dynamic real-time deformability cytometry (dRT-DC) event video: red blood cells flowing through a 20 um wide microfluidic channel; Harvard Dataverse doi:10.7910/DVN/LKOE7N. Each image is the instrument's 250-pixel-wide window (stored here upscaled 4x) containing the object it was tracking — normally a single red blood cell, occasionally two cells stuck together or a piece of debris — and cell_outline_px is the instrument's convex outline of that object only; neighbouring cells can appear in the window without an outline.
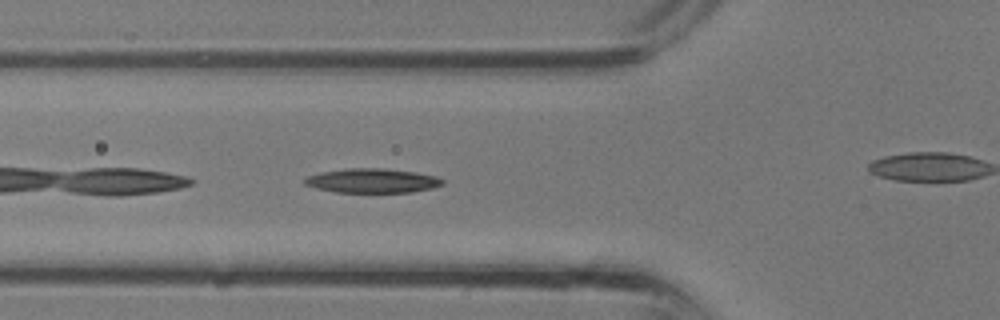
{"species": "common noctule bat (a hibernating species)", "species_latin": "Nyctalus noctula", "temperature_condition": "room temperature", "stored_images_in_passage": 21, "camera_frame_rate_fps": 3000, "um_per_image_px": 0.085, "animal": {"sex": "male", "body_mass_g": 13.3}, "frame": {"image": 1, "passage_image": 9, "time_ms": 2.667, "image_size_px": [1000, 320], "cell_outline_px": [[444, 184], [432, 188], [412, 192], [336, 192], [316, 188], [304, 184], [300, 180], [308, 176], [320, 172], [348, 168], [384, 168], [416, 172], [436, 176], [444, 180]], "centroid_in_image_um": [31.63, 15.35], "position_along_channel_um": 94.2, "area_um2": 19.65}}
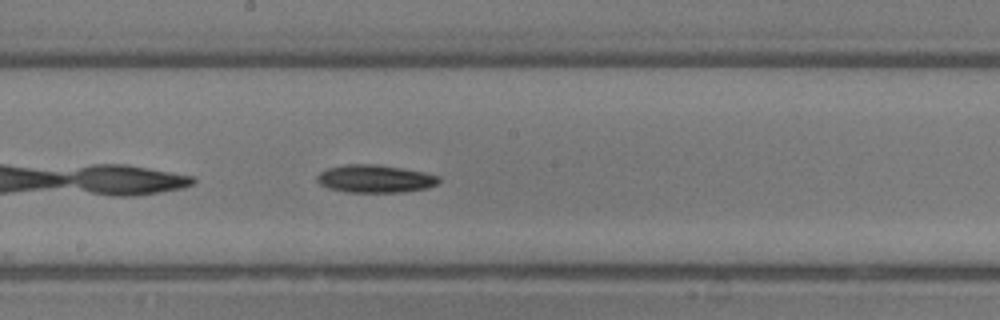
{"frame": {"image": 2, "passage_image": 15, "time_ms": 4.667, "image_size_px": [1000, 320], "cell_outline_px": [[440, 180], [436, 184], [428, 188], [404, 192], [344, 192], [328, 188], [320, 184], [316, 180], [316, 176], [320, 172], [328, 168], [344, 164], [376, 164], [424, 172], [440, 176]], "centroid_in_image_um": [31.86, 15.2], "position_along_channel_um": 216.3, "area_um2": 19.83}}
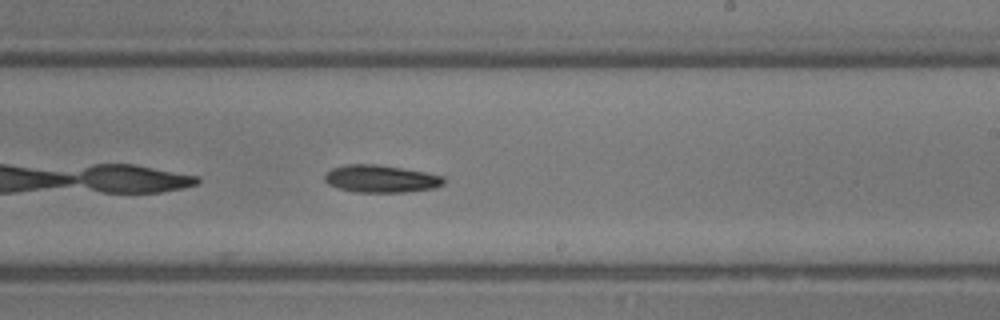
{"frame": {"image": 3, "passage_image": 17, "time_ms": 5.333, "image_size_px": [1000, 320], "cell_outline_px": [[444, 184], [436, 188], [404, 192], [356, 192], [336, 188], [328, 184], [324, 180], [324, 176], [332, 168], [344, 164], [376, 164], [428, 172], [444, 176]], "centroid_in_image_um": [32.38, 15.19], "position_along_channel_um": 256.6, "area_um2": 19.25}}